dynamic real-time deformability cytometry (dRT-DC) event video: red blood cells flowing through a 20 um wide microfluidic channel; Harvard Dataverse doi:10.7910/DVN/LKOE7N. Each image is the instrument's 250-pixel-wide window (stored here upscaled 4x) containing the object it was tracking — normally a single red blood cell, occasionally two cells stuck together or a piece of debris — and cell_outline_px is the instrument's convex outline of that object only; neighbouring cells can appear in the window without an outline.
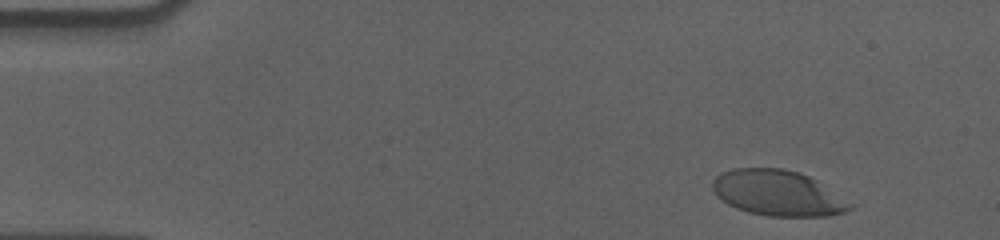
{"species": "human", "species_latin": "Homo sapiens", "temperature_condition": "cold", "stored_images_in_passage": 41, "camera_frame_rate_fps": 3000, "um_per_image_px": 0.085, "donor": {"sex": "male"}, "frame": {"image": 1, "passage_image": 2, "time_ms": 0.333, "image_size_px": [1000, 240], "cell_outline_px": [[856, 204], [852, 208], [844, 212], [828, 216], [768, 216], [748, 212], [736, 208], [728, 204], [716, 196], [712, 188], [712, 180], [720, 172], [732, 168], [780, 168], [800, 172], [816, 180]], "centroid_in_image_um": [66.12, 16.41], "position_along_channel_um": 18.9, "area_um2": 36.82}}
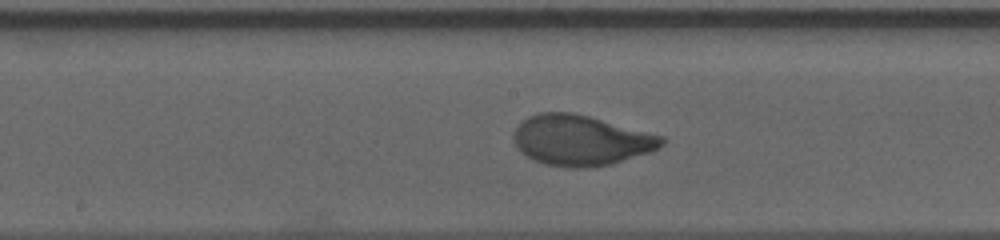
{"frame": {"image": 2, "passage_image": 26, "time_ms": 8.333, "image_size_px": [1000, 240], "cell_outline_px": [[664, 144], [660, 148], [652, 152], [612, 164], [588, 168], [568, 168], [544, 164], [532, 160], [520, 152], [512, 140], [512, 132], [528, 116], [536, 112], [572, 112], [588, 116], [664, 136]], "centroid_in_image_um": [49.36, 11.94], "position_along_channel_um": 198.8, "area_um2": 43.99}}
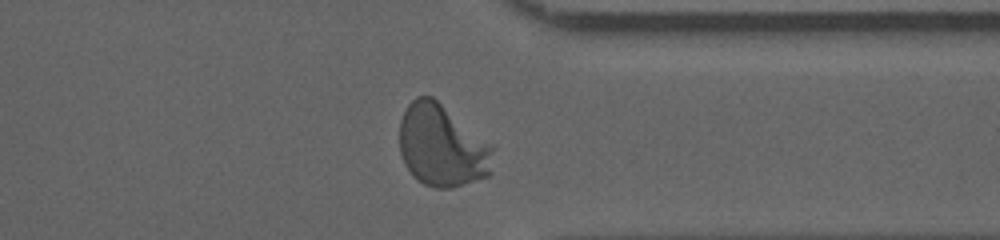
{"frame": {"image": 3, "passage_image": 41, "time_ms": 13.333, "image_size_px": [1000, 240], "cell_outline_px": [[496, 148], [492, 172], [488, 176], [452, 188], [432, 188], [424, 184], [412, 176], [404, 164], [400, 152], [400, 120], [408, 104], [416, 96], [432, 96]], "centroid_in_image_um": [37.59, 12.42], "position_along_channel_um": 373.8, "area_um2": 45.14}, "authors_computed_cell_mechanics": {"area_um2": 42.3674, "velocity_mm_per_s": 3.5564, "shape_relaxation_time_tau1_ms": 3.4329, "shape_relaxation_time_tau2_ms": null, "deformation_change_tau1": 0.1856, "deformation_change_tau2": null}}